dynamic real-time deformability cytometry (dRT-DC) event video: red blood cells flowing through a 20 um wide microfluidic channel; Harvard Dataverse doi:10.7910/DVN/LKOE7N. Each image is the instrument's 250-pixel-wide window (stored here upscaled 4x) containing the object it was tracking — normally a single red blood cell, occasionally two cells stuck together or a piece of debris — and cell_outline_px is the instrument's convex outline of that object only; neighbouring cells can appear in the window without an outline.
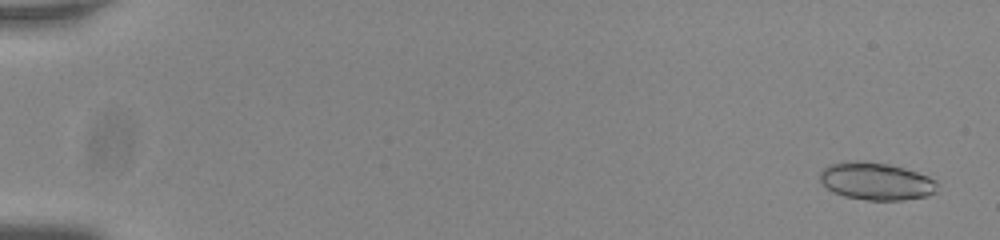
{"species": "common noctule bat (a hibernating species)", "species_latin": "Nyctalus noctula", "temperature_condition": "room temperature", "stored_images_in_passage": 56, "segment_of_instrument_passage": [1, 2], "camera_frame_rate_fps": 3000, "um_per_image_px": 0.085, "animal": {"sex": "male", "body_mass_g": 20.0, "forearm_length_mm": 53.3}, "frame": {"image": 1, "passage_image": 3, "time_ms": 0.667, "image_size_px": [1000, 240], "cell_outline_px": [[936, 192], [928, 196], [904, 200], [868, 200], [844, 196], [832, 192], [820, 180], [820, 172], [828, 164], [852, 160], [860, 160], [888, 164], [904, 168], [928, 176], [936, 180]], "centroid_in_image_um": [74.46, 15.4], "position_along_channel_um": 10.5, "area_um2": 25.72}}
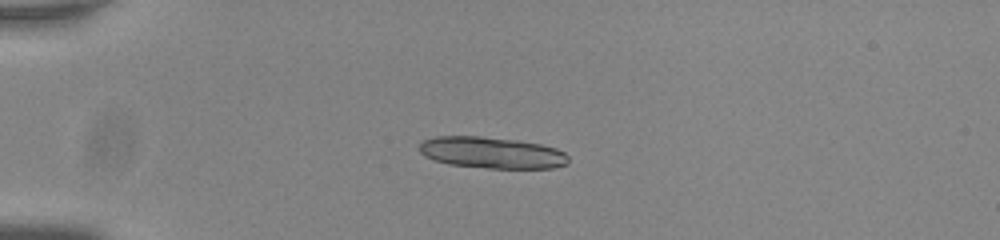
{"frame": {"image": 2, "passage_image": 16, "time_ms": 5.0, "image_size_px": [1000, 240], "cell_outline_px": [[568, 164], [552, 168], [488, 168], [448, 164], [424, 156], [420, 152], [420, 144], [424, 140], [436, 136], [480, 136], [516, 140], [540, 144], [556, 148], [564, 152], [568, 156]], "centroid_in_image_um": [41.81, 12.98], "position_along_channel_um": 43.2, "area_um2": 27.22}}